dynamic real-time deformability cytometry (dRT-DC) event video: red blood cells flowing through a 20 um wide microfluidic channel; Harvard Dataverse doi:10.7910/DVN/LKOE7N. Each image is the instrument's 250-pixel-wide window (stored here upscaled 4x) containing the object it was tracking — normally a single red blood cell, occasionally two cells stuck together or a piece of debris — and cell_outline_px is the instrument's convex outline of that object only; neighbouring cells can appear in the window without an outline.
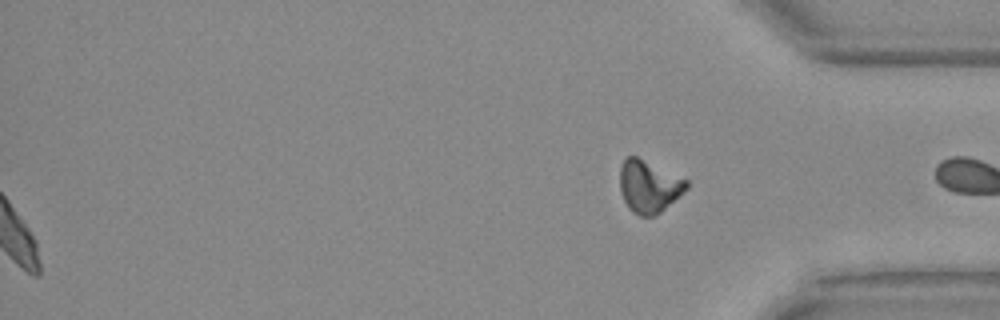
{"species": "Egyptian fruit bat (a non-hibernating species)", "species_latin": "Rousettus aegyptiacus", "temperature_condition": "warm", "stored_images_in_passage": 50, "segment_of_instrument_passage": [2, 2], "camera_frame_rate_fps": 3000, "um_per_image_px": 0.085, "animal": {"sex": "female"}, "frame": {"image": 1, "passage_image": 50, "time_ms": 16.333, "image_size_px": [1000, 320], "cell_outline_px": [[688, 188], [656, 216], [640, 216], [632, 212], [628, 208], [624, 200], [620, 188], [620, 168], [624, 160], [628, 156], [636, 156], [688, 180]], "centroid_in_image_um": [55.15, 15.86], "position_along_channel_um": 380.1, "area_um2": 20.17}}